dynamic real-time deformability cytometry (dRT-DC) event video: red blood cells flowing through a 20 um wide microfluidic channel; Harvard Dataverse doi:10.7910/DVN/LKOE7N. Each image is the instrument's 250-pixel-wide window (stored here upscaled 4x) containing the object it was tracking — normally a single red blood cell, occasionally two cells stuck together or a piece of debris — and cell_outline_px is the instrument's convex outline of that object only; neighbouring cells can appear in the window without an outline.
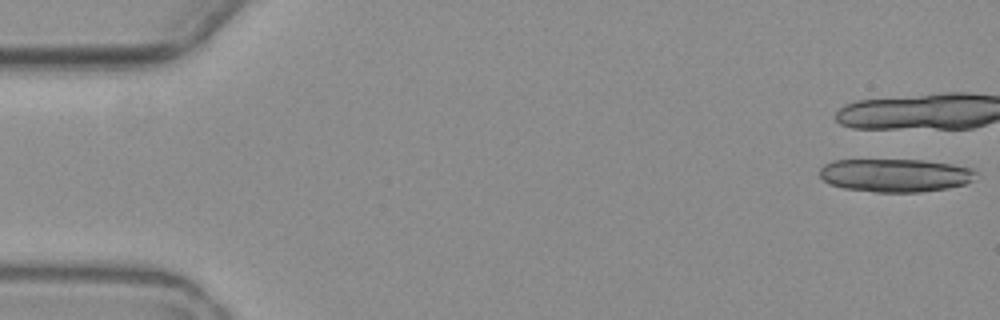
{"species": "common noctule bat (a hibernating species)", "species_latin": "Nyctalus noctula", "temperature_condition": "warm", "stored_images_in_passage": 8, "segment_of_instrument_passage": [1, 2], "camera_frame_rate_fps": 3000, "um_per_image_px": 0.085, "animal": {"sex": "female", "body_mass_g": 19.3, "forearm_length_mm": 54.1}, "frame": {"image": 1, "passage_image": 1, "time_ms": 0.0, "image_size_px": [1000, 320], "cell_outline_px": [[976, 172], [972, 180], [964, 184], [948, 188], [920, 192], [876, 192], [844, 188], [828, 184], [820, 176], [820, 168], [824, 164], [832, 160], [924, 160], [952, 164], [972, 168]], "centroid_in_image_um": [76.07, 14.89], "position_along_channel_um": 8.9, "area_um2": 30.23}}